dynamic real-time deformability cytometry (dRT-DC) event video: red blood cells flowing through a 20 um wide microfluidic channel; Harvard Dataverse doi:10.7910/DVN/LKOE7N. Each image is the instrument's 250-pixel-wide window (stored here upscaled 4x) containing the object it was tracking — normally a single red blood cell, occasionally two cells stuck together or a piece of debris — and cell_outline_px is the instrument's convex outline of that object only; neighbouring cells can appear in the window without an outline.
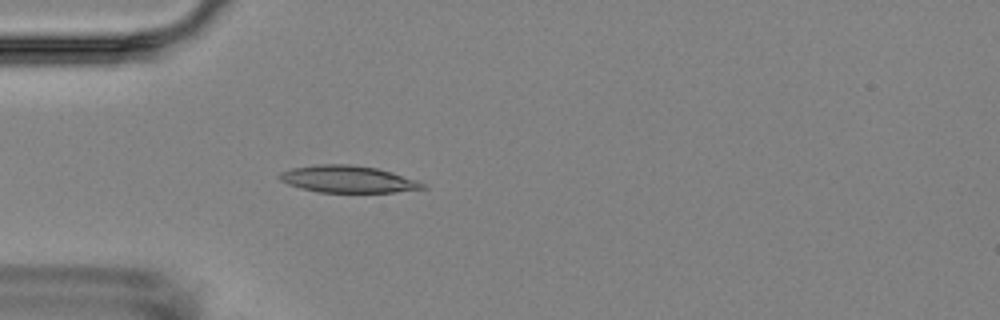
{"species": "Egyptian fruit bat (a non-hibernating species)", "species_latin": "Rousettus aegyptiacus", "temperature_condition": "room temperature", "stored_images_in_passage": 2, "camera_frame_rate_fps": 3000, "um_per_image_px": 0.085, "animal": {"sex": "female"}, "frame": {"image": 1, "passage_image": 2, "time_ms": 1.0, "image_size_px": [1000, 320], "cell_outline_px": [[428, 188], [396, 192], [316, 192], [300, 188], [288, 184], [280, 180], [276, 176], [280, 172], [292, 168], [316, 164], [348, 164], [376, 168], [392, 172], [416, 180], [424, 184]], "centroid_in_image_um": [29.53, 15.23], "position_along_channel_um": 55.5, "area_um2": 22.54}}